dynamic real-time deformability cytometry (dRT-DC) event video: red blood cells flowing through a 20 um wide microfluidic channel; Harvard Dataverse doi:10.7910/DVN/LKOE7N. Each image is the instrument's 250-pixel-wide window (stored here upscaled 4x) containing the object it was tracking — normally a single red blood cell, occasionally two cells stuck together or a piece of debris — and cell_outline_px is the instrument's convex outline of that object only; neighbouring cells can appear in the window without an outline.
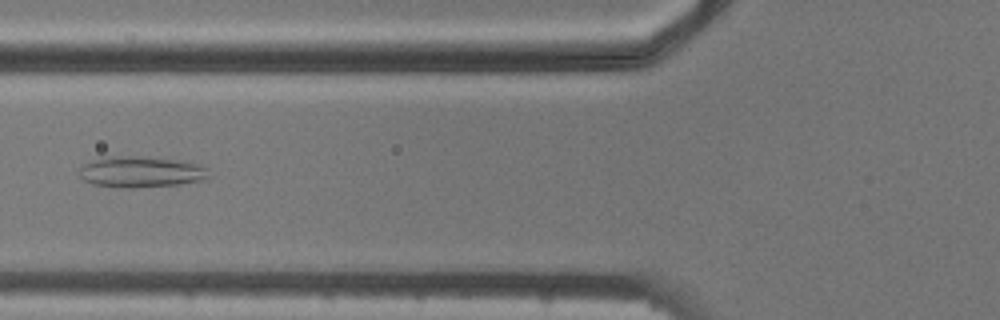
{"species": "common noctule bat (a hibernating species)", "species_latin": "Nyctalus noctula", "temperature_condition": "cold", "stored_images_in_passage": 6, "camera_frame_rate_fps": 3000, "um_per_image_px": 0.085, "animal": {"sex": "male", "body_mass_g": 20.5, "forearm_length_mm": 52.5}, "frame": {"image": 1, "passage_image": 6, "time_ms": 5.667, "image_size_px": [1000, 320], "cell_outline_px": [[208, 176], [204, 180], [176, 184], [132, 188], [124, 188], [92, 184], [84, 180], [80, 176], [80, 168], [84, 164], [100, 156], [132, 156], [172, 160], [200, 164], [208, 168]], "centroid_in_image_um": [11.94, 14.61], "position_along_channel_um": 113.9, "area_um2": 23.24}}